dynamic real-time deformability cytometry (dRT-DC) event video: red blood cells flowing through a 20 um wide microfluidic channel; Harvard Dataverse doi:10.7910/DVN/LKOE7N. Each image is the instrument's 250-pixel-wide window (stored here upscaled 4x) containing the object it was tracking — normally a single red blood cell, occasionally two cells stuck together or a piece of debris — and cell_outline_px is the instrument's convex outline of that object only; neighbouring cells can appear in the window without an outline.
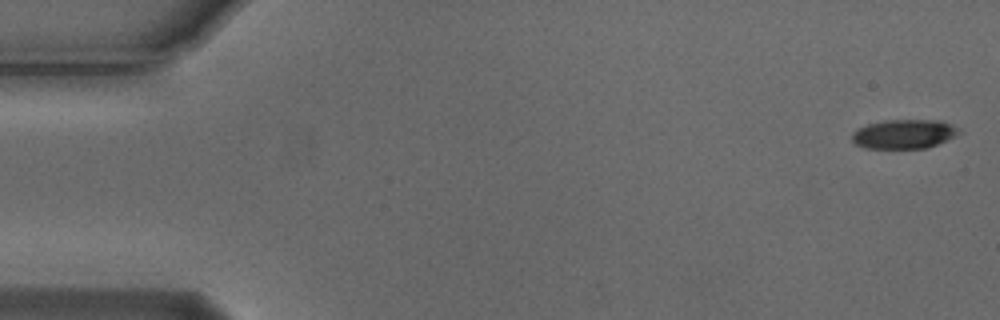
{"species": "Egyptian fruit bat (a non-hibernating species)", "species_latin": "Rousettus aegyptiacus", "temperature_condition": "cold", "stored_images_in_passage": 5, "camera_frame_rate_fps": 3000, "um_per_image_px": 0.085, "animal": {"sex": "male"}, "frame": {"image": 1, "passage_image": 1, "time_ms": 0.0, "image_size_px": [1000, 320], "cell_outline_px": [[960, 132], [936, 144], [924, 148], [864, 148], [856, 144], [852, 140], [852, 132], [856, 128], [868, 124], [884, 120], [940, 120], [960, 128]], "centroid_in_image_um": [76.78, 11.38], "position_along_channel_um": 8.2, "area_um2": 18.03}}
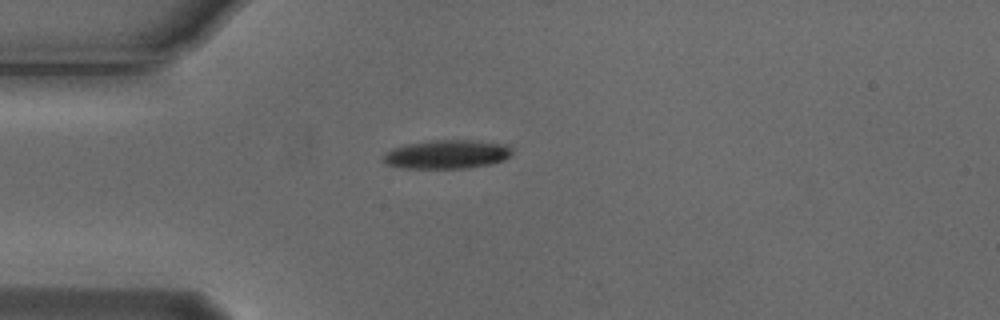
{"frame": {"image": 2, "passage_image": 4, "time_ms": 1.0, "image_size_px": [1000, 320], "cell_outline_px": [[512, 156], [504, 160], [488, 164], [468, 168], [400, 168], [388, 164], [380, 160], [392, 148], [404, 144], [432, 140], [472, 140], [508, 144], [512, 148]], "centroid_in_image_um": [38.01, 13.11], "position_along_channel_um": 47.0, "area_um2": 21.79}}